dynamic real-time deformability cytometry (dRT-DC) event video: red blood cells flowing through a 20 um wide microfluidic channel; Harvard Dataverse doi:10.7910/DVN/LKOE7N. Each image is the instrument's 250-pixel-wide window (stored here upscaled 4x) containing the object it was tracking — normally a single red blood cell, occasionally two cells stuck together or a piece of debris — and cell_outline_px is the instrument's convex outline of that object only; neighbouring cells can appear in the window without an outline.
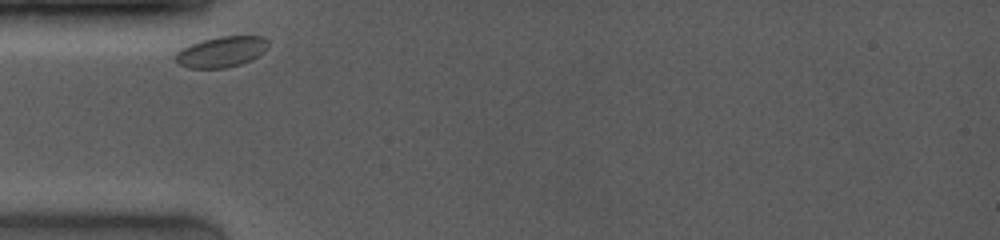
{"species": "common noctule bat (a hibernating species)", "species_latin": "Nyctalus noctula", "temperature_condition": "room temperature", "stored_images_in_passage": 6, "camera_frame_rate_fps": 4000, "um_per_image_px": 0.085, "animal": {"sex": "female", "body_mass_g": 19.0, "forearm_length_mm": 53.3}, "frame": {"image": 1, "passage_image": 1, "time_ms": 0.0, "image_size_px": [1000, 240], "cell_outline_px": [[268, 48], [264, 52], [252, 60], [240, 64], [224, 68], [188, 68], [180, 64], [176, 60], [176, 52], [180, 48], [200, 40], [220, 36], [264, 36], [268, 40]], "centroid_in_image_um": [18.84, 4.39], "position_along_channel_um": 66.2, "area_um2": 16.76}}
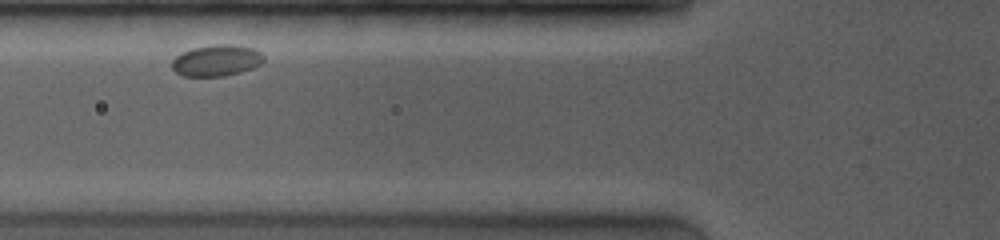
{"frame": {"image": 2, "passage_image": 2, "time_ms": 1.25, "image_size_px": [1000, 240], "cell_outline_px": [[264, 60], [260, 64], [252, 68], [240, 72], [224, 76], [184, 76], [176, 72], [172, 68], [172, 60], [180, 52], [192, 48], [212, 44], [236, 44], [252, 48], [260, 52], [264, 56]], "centroid_in_image_um": [18.39, 5.12], "position_along_channel_um": 107.4, "area_um2": 16.88}}
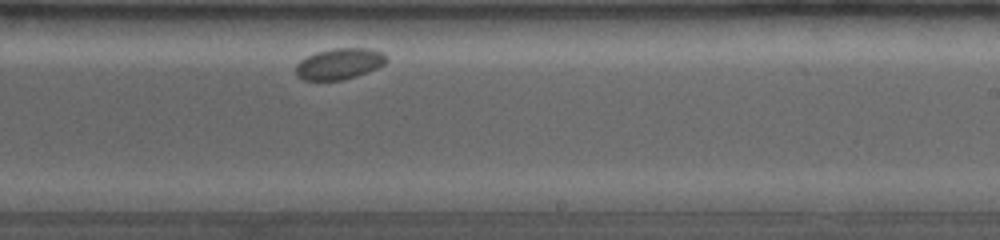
{"frame": {"image": 3, "passage_image": 6, "time_ms": 5.75, "image_size_px": [1000, 240], "cell_outline_px": [[388, 60], [384, 64], [376, 68], [356, 76], [340, 80], [304, 80], [296, 76], [296, 64], [300, 60], [316, 52], [332, 48], [368, 48], [384, 52], [388, 56]], "centroid_in_image_um": [28.86, 5.41], "position_along_channel_um": 260.1, "area_um2": 16.47}}